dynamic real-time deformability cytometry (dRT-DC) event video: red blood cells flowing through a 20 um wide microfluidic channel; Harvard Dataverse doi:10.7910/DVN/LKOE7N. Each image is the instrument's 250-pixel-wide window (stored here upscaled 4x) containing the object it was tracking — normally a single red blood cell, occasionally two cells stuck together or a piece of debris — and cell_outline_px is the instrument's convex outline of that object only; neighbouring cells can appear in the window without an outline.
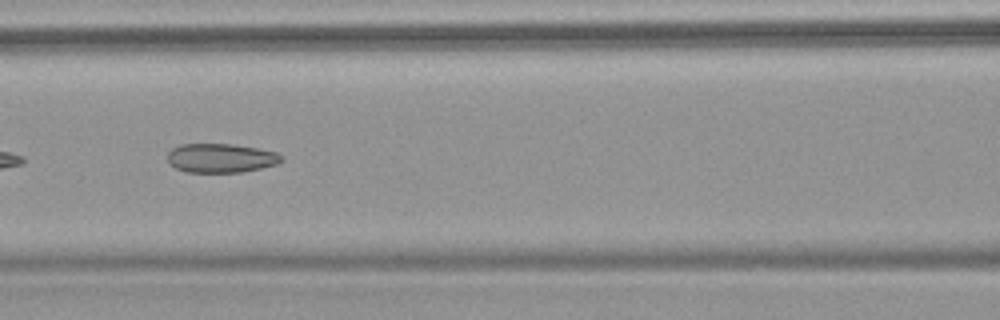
{"species": "common noctule bat (a hibernating species)", "species_latin": "Nyctalus noctula", "temperature_condition": "warm", "stored_images_in_passage": 9, "camera_frame_rate_fps": 3000, "um_per_image_px": 0.085, "animal": {"sex": "female", "body_mass_g": 18.4}, "frame": {"image": 1, "passage_image": 6, "time_ms": 6.0, "image_size_px": [1000, 320], "cell_outline_px": [[284, 160], [276, 164], [260, 168], [240, 172], [188, 172], [176, 168], [168, 160], [168, 152], [172, 148], [180, 144], [232, 144], [256, 148], [276, 152], [284, 156]], "centroid_in_image_um": [18.79, 13.43], "position_along_channel_um": 147.8, "area_um2": 19.19}}
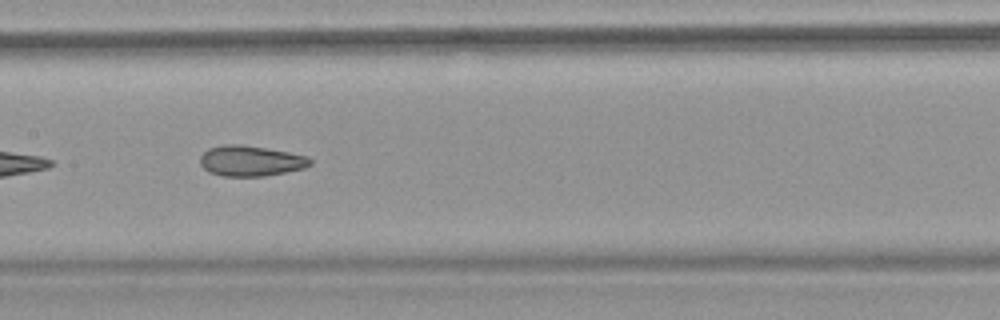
{"frame": {"image": 2, "passage_image": 7, "time_ms": 7.0, "image_size_px": [1000, 320], "cell_outline_px": [[312, 164], [304, 168], [264, 176], [224, 176], [208, 172], [200, 164], [200, 156], [208, 148], [224, 144], [240, 144], [288, 152], [308, 156], [312, 160]], "centroid_in_image_um": [21.29, 13.67], "position_along_channel_um": 186.1, "area_um2": 19.54}}
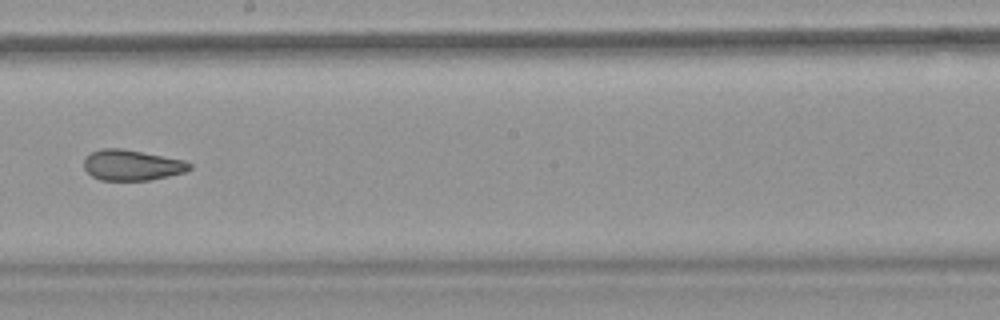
{"frame": {"image": 3, "passage_image": 8, "time_ms": 8.333, "image_size_px": [1000, 320], "cell_outline_px": [[192, 168], [184, 172], [168, 176], [148, 180], [100, 180], [92, 176], [84, 168], [84, 160], [92, 152], [100, 148], [124, 148], [184, 160], [192, 164]], "centroid_in_image_um": [11.22, 14.03], "position_along_channel_um": 237.0, "area_um2": 18.84}}